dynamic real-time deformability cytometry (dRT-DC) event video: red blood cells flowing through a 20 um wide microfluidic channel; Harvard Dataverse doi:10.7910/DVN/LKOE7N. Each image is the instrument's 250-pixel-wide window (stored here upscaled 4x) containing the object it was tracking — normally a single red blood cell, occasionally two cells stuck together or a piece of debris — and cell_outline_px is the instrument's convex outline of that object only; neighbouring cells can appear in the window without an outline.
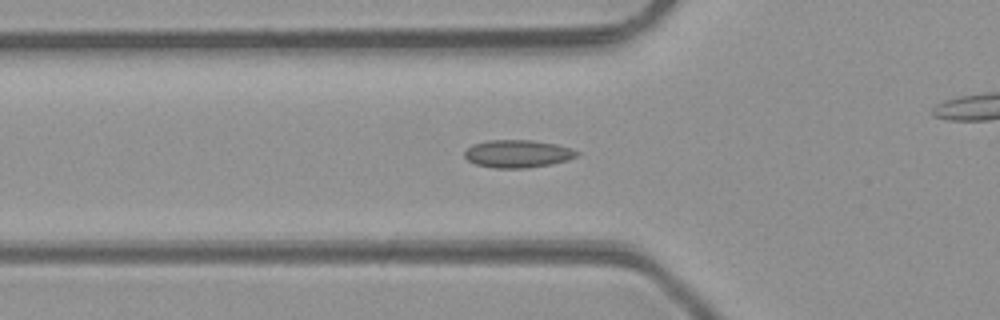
{"species": "common noctule bat (a hibernating species)", "species_latin": "Nyctalus noctula", "temperature_condition": "room temperature", "stored_images_in_passage": 42, "camera_frame_rate_fps": 3000, "um_per_image_px": 0.085, "animal": {"sex": "male", "body_mass_g": 23.1, "forearm_length_mm": 52.7}, "frame": {"image": 1, "passage_image": 10, "time_ms": 3.0, "image_size_px": [1000, 320], "cell_outline_px": [[580, 152], [576, 156], [568, 160], [552, 164], [528, 168], [496, 168], [476, 164], [468, 160], [464, 156], [464, 152], [472, 144], [488, 140], [532, 140], [556, 144], [572, 148]], "centroid_in_image_um": [44.02, 13.06], "position_along_channel_um": 81.8, "area_um2": 18.21}}
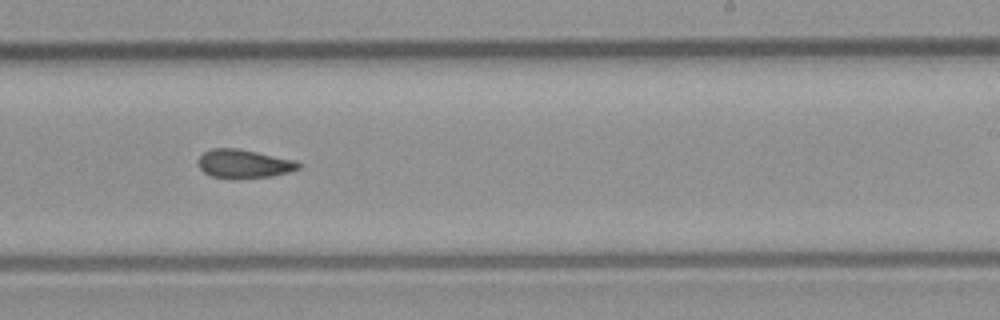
{"frame": {"image": 2, "passage_image": 23, "time_ms": 7.333, "image_size_px": [1000, 320], "cell_outline_px": [[300, 168], [288, 172], [272, 176], [212, 176], [204, 172], [200, 168], [200, 156], [204, 152], [212, 148], [236, 148], [296, 160], [300, 164]], "centroid_in_image_um": [20.76, 13.88], "position_along_channel_um": 268.2, "area_um2": 15.9}}
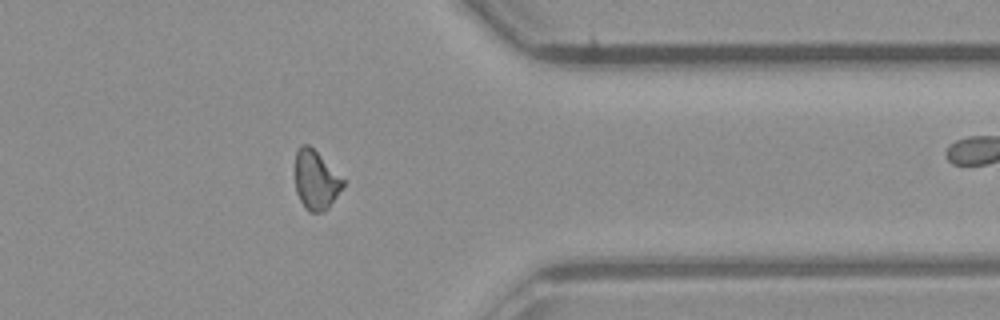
{"frame": {"image": 3, "passage_image": 32, "time_ms": 10.333, "image_size_px": [1000, 320], "cell_outline_px": [[344, 184], [328, 208], [324, 212], [308, 212], [304, 208], [296, 192], [296, 152], [300, 144], [308, 144], [344, 180]], "centroid_in_image_um": [26.82, 15.33], "position_along_channel_um": 384.6, "area_um2": 16.13}, "authors_computed_cell_mechanics": {"area_um2": 16.7909, "velocity_mm_per_s": 4.2796, "shape_relaxation_time_tau1_ms": null, "shape_relaxation_time_tau2_ms": 5.3675, "deformation_change_tau1": null, "deformation_change_tau2": 0.1082}}